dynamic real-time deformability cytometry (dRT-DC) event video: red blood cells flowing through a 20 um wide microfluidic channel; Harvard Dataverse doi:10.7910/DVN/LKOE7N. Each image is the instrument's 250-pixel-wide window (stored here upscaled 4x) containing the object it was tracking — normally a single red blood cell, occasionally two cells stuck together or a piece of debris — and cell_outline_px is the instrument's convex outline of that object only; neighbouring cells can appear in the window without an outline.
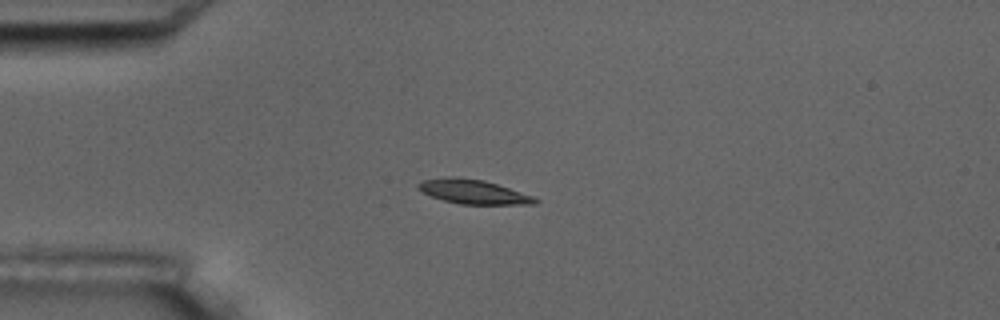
{"species": "common noctule bat (a hibernating species)", "species_latin": "Nyctalus noctula", "temperature_condition": "room temperature", "stored_images_in_passage": 11, "camera_frame_rate_fps": 3000, "um_per_image_px": 0.085, "animal": {"sex": "male", "body_mass_g": 17.5, "forearm_length_mm": 52.3}, "frame": {"image": 1, "passage_image": 4, "time_ms": 4.333, "image_size_px": [1000, 320], "cell_outline_px": [[540, 200], [536, 204], [460, 204], [444, 200], [432, 196], [416, 188], [416, 184], [420, 180], [448, 176], [452, 176], [484, 180], [532, 196]], "centroid_in_image_um": [40.17, 16.29], "position_along_channel_um": 44.8, "area_um2": 16.42}}
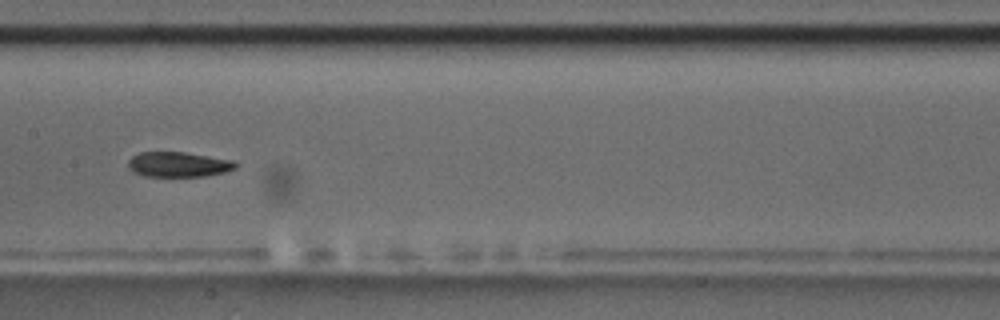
{"frame": {"image": 2, "passage_image": 8, "time_ms": 9.0, "image_size_px": [1000, 320], "cell_outline_px": [[240, 164], [236, 168], [224, 172], [204, 176], [144, 176], [132, 172], [128, 168], [128, 160], [132, 156], [140, 152], [184, 152], [232, 160]], "centroid_in_image_um": [15.15, 13.98], "position_along_channel_um": 192.3, "area_um2": 15.72}}
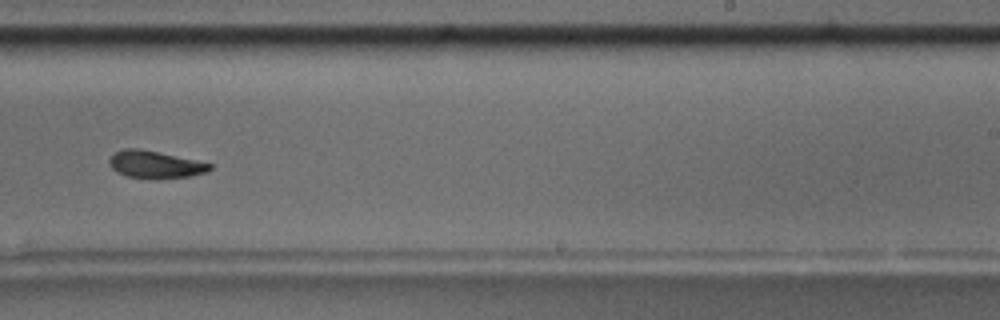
{"frame": {"image": 3, "passage_image": 10, "time_ms": 11.333, "image_size_px": [1000, 320], "cell_outline_px": [[212, 168], [208, 172], [188, 176], [128, 176], [116, 172], [108, 164], [108, 160], [116, 152], [124, 148], [140, 148], [196, 160], [212, 164]], "centroid_in_image_um": [13.17, 13.93], "position_along_channel_um": 275.8, "area_um2": 15.32}}